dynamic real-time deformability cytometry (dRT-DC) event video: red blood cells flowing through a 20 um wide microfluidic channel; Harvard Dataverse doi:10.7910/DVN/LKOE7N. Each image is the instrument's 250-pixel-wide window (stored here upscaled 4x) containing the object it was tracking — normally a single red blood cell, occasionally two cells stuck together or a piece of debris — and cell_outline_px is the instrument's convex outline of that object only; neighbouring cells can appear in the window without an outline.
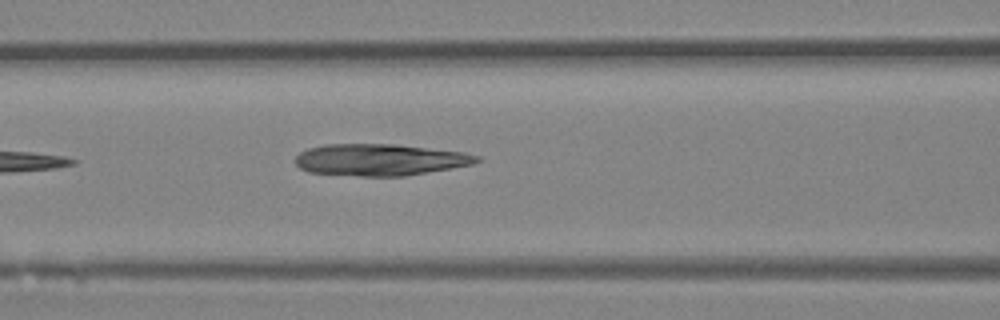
{"species": "Egyptian fruit bat (a non-hibernating species)", "species_latin": "Rousettus aegyptiacus", "temperature_condition": "room temperature", "stored_images_in_passage": 5, "camera_frame_rate_fps": 3000, "um_per_image_px": 0.085, "animal": {"sex": "female"}, "frame": {"image": 1, "passage_image": 5, "time_ms": 4.667, "image_size_px": [1000, 320], "cell_outline_px": [[484, 160], [472, 164], [452, 168], [404, 176], [360, 176], [308, 172], [300, 168], [296, 164], [296, 156], [300, 152], [308, 148], [324, 144], [396, 144], [464, 152], [480, 156]], "centroid_in_image_um": [32.32, 13.57], "position_along_channel_um": 134.3, "area_um2": 33.64}}